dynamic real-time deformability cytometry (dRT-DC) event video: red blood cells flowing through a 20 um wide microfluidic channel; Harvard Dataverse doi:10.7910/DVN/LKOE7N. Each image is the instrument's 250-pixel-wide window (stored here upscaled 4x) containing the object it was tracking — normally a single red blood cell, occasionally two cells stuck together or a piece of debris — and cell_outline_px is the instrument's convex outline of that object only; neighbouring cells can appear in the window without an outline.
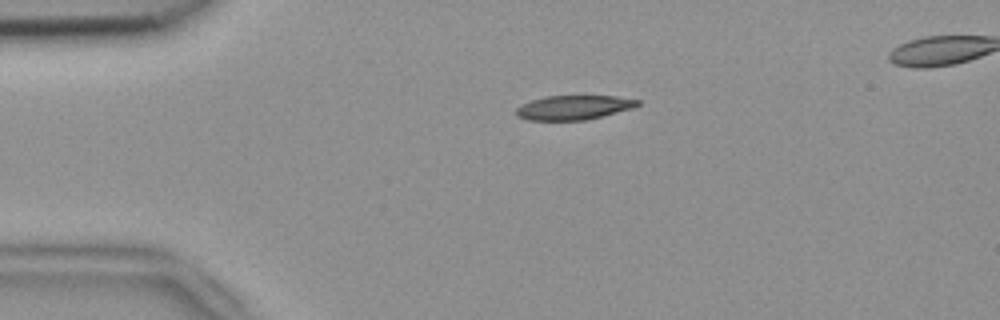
{"species": "common noctule bat (a hibernating species)", "species_latin": "Nyctalus noctula", "temperature_condition": "room temperature", "stored_images_in_passage": 43, "camera_frame_rate_fps": 3000, "um_per_image_px": 0.085, "animal": {"sex": "female", "body_mass_g": 18.4}, "frame": {"image": 1, "passage_image": 2, "time_ms": 0.333, "image_size_px": [1000, 320], "cell_outline_px": [[640, 104], [632, 108], [584, 120], [528, 120], [516, 116], [516, 108], [532, 100], [548, 96], [616, 96], [640, 100]], "centroid_in_image_um": [48.76, 9.13], "position_along_channel_um": 36.2, "area_um2": 16.94}}
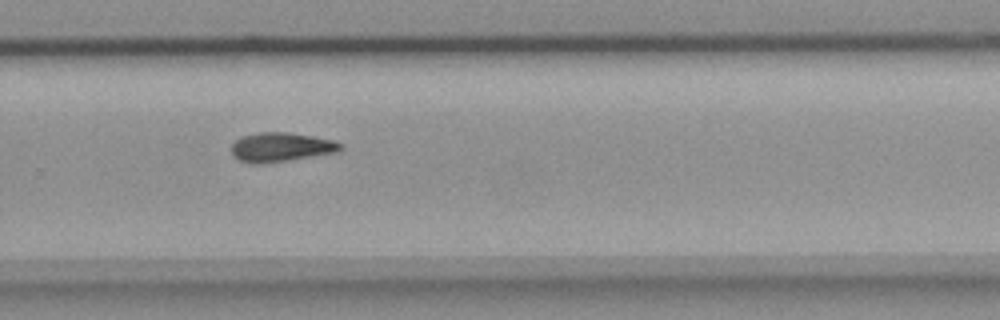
{"frame": {"image": 2, "passage_image": 26, "time_ms": 8.333, "image_size_px": [1000, 320], "cell_outline_px": [[344, 148], [340, 152], [288, 160], [260, 164], [252, 164], [240, 160], [232, 156], [232, 144], [240, 136], [256, 132], [288, 132], [336, 140], [344, 144]], "centroid_in_image_um": [23.92, 12.5], "position_along_channel_um": 305.9, "area_um2": 18.9}}
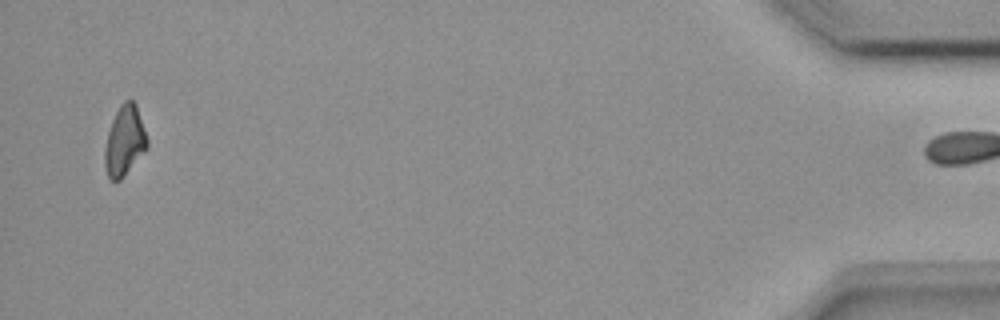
{"frame": {"image": 3, "passage_image": 42, "time_ms": 13.667, "image_size_px": [1000, 320], "cell_outline_px": [[148, 148], [120, 180], [108, 180], [104, 164], [104, 148], [108, 132], [112, 120], [120, 104], [124, 100], [132, 100], [136, 104], [148, 140]], "centroid_in_image_um": [10.58, 11.99], "position_along_channel_um": 424.6, "area_um2": 17.34}, "authors_computed_cell_mechanics": {"area_um2": 18.3226, "velocity_mm_per_s": 3.8214, "shape_relaxation_time_tau1_ms": 9.7507, "shape_relaxation_time_tau2_ms": null, "deformation_change_tau1": 0.1859, "deformation_change_tau2": null}}